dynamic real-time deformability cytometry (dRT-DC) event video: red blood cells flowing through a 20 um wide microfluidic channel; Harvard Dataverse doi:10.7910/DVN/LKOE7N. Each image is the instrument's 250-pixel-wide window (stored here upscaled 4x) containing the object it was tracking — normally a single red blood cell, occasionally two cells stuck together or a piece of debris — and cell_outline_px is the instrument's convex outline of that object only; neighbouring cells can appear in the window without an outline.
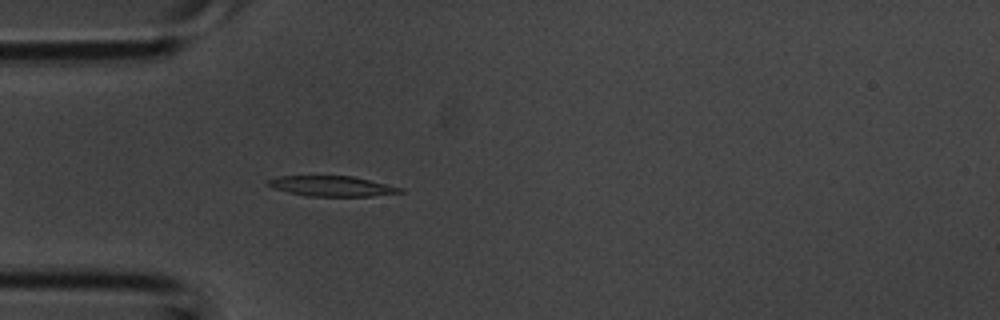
{"species": "common noctule bat (a hibernating species)", "species_latin": "Nyctalus noctula", "temperature_condition": "room temperature", "stored_images_in_passage": 3, "camera_frame_rate_fps": 3000, "um_per_image_px": 0.085, "animal": {"sex": "male", "body_mass_g": 20.1, "forearm_length_mm": 53.5}, "frame": {"image": 1, "passage_image": 3, "time_ms": 0.667, "image_size_px": [1000, 320], "cell_outline_px": [[404, 192], [372, 196], [308, 196], [288, 192], [264, 184], [268, 180], [280, 176], [352, 176], [404, 188]], "centroid_in_image_um": [28.23, 15.82], "position_along_channel_um": 56.8, "area_um2": 15.49}}